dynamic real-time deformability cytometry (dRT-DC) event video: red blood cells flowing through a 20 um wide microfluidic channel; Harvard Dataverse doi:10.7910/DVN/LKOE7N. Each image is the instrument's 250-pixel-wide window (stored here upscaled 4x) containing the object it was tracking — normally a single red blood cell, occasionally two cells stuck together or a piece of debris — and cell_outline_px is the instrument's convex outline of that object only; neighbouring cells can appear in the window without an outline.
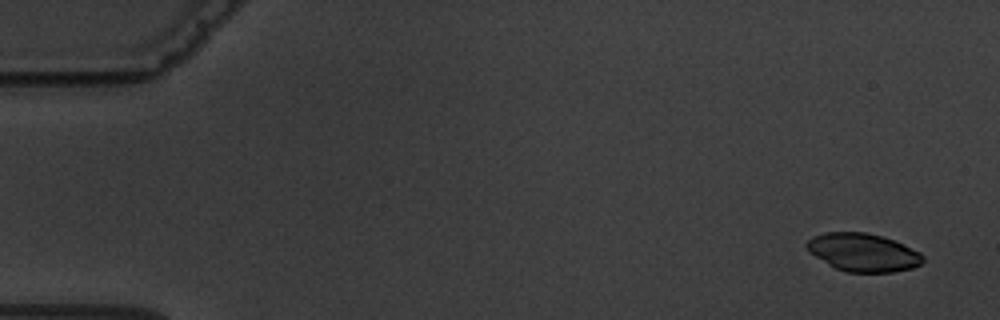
{"species": "common noctule bat (a hibernating species)", "species_latin": "Nyctalus noctula", "temperature_condition": "warm", "stored_images_in_passage": 6, "camera_frame_rate_fps": 3000, "um_per_image_px": 0.085, "animal": {"sex": "male", "body_mass_g": 19.5, "forearm_length_mm": 54.6}, "frame": {"image": 1, "passage_image": 1, "time_ms": 0.0, "image_size_px": [1000, 320], "cell_outline_px": [[924, 260], [920, 264], [912, 268], [892, 272], [848, 272], [836, 268], [828, 264], [808, 252], [804, 244], [812, 236], [824, 232], [864, 232], [884, 236], [920, 252], [924, 256]], "centroid_in_image_um": [73.33, 21.44], "position_along_channel_um": 11.7, "area_um2": 25.84}}
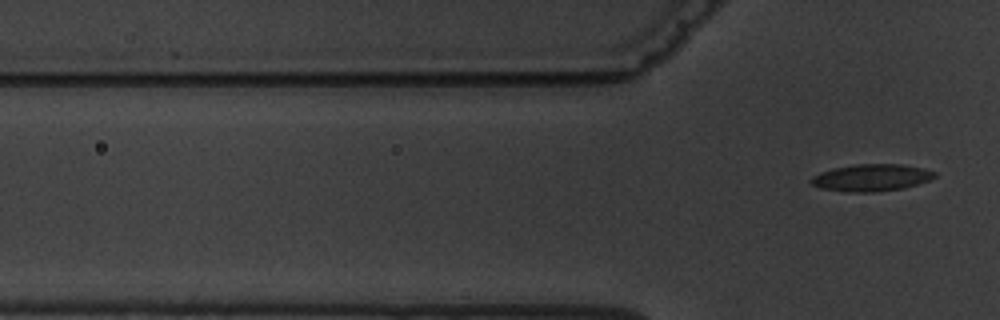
{"frame": {"image": 2, "passage_image": 6, "time_ms": 7.667, "image_size_px": [1000, 320], "cell_outline_px": [[936, 176], [928, 180], [904, 188], [876, 192], [844, 192], [820, 188], [812, 184], [808, 180], [812, 176], [820, 172], [832, 168], [856, 164], [900, 164], [924, 168], [936, 172]], "centroid_in_image_um": [74.03, 15.1], "position_along_channel_um": 51.8, "area_um2": 19.59}}